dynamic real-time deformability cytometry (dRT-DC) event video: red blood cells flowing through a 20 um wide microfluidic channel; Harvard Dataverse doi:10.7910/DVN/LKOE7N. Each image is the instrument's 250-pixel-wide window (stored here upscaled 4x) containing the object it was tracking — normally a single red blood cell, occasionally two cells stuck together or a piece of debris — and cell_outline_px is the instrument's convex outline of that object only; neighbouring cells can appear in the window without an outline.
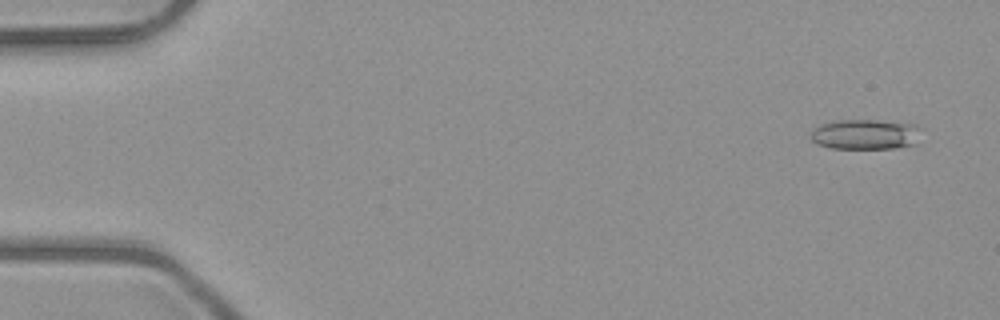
{"species": "common noctule bat (a hibernating species)", "species_latin": "Nyctalus noctula", "temperature_condition": "room temperature", "stored_images_in_passage": 51, "segment_of_instrument_passage": [1, 2], "camera_frame_rate_fps": 3000, "um_per_image_px": 0.085, "animal": {"sex": "male", "body_mass_g": 23.1, "forearm_length_mm": 52.7}, "frame": {"image": 1, "passage_image": 1, "time_ms": 0.0, "image_size_px": [1000, 320], "cell_outline_px": [[924, 128], [916, 144], [892, 148], [832, 148], [816, 144], [808, 136], [820, 124], [836, 120], [876, 120], [916, 124]], "centroid_in_image_um": [73.6, 11.41], "position_along_channel_um": 11.4, "area_um2": 19.71}}
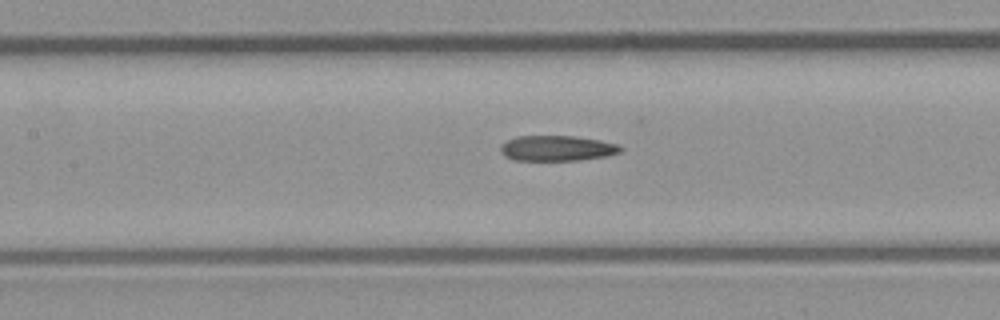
{"frame": {"image": 2, "passage_image": 22, "time_ms": 7.0, "image_size_px": [1000, 320], "cell_outline_px": [[624, 148], [620, 152], [608, 156], [580, 160], [516, 160], [504, 156], [500, 152], [500, 144], [516, 136], [572, 136], [600, 140], [620, 144]], "centroid_in_image_um": [47.37, 12.6], "position_along_channel_um": 160.0, "area_um2": 17.92}}
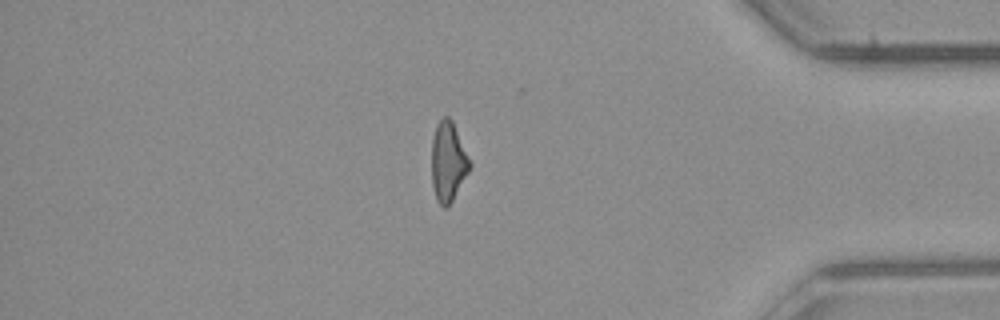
{"frame": {"image": 3, "passage_image": 42, "time_ms": 13.667, "image_size_px": [1000, 320], "cell_outline_px": [[472, 164], [468, 172], [448, 208], [444, 208], [436, 200], [432, 184], [432, 136], [436, 124], [444, 116], [448, 116], [452, 120]], "centroid_in_image_um": [38.08, 13.75], "position_along_channel_um": 397.1, "area_um2": 17.69}}